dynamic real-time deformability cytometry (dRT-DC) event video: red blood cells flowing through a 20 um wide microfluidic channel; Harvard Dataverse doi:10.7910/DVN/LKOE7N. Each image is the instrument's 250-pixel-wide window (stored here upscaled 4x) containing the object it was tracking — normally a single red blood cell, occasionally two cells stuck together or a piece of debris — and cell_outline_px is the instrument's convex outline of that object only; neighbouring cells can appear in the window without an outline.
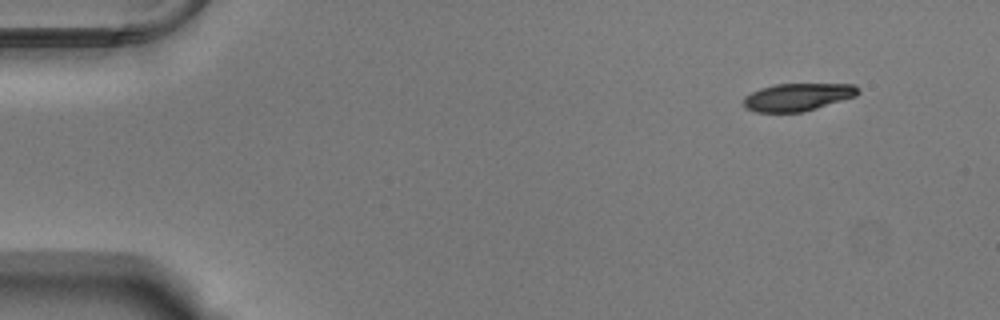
{"species": "Egyptian fruit bat (a non-hibernating species)", "species_latin": "Rousettus aegyptiacus", "temperature_condition": "warm", "stored_images_in_passage": 50, "camera_frame_rate_fps": 3000, "um_per_image_px": 0.085, "animal": {"sex": "male"}, "frame": {"image": 1, "passage_image": 1, "time_ms": 0.0, "image_size_px": [1000, 320], "cell_outline_px": [[860, 92], [856, 96], [816, 108], [800, 112], [756, 112], [744, 108], [744, 96], [760, 88], [776, 84], [856, 84], [860, 88]], "centroid_in_image_um": [67.81, 8.24], "position_along_channel_um": 17.2, "area_um2": 18.44}}
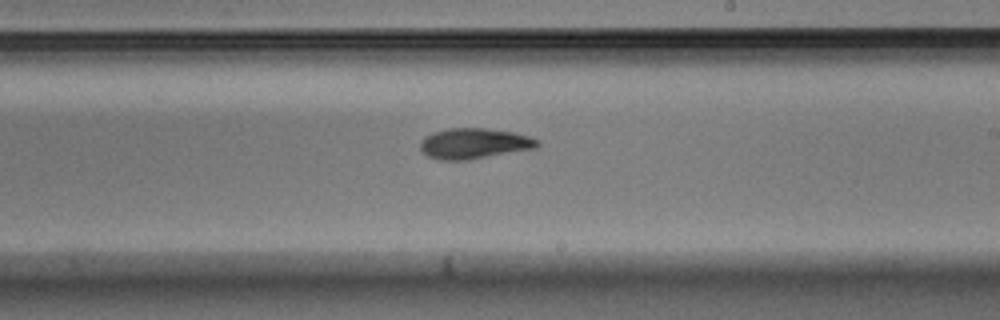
{"frame": {"image": 2, "passage_image": 28, "time_ms": 9.0, "image_size_px": [1000, 320], "cell_outline_px": [[540, 144], [536, 148], [468, 160], [440, 160], [428, 156], [420, 148], [420, 144], [424, 136], [432, 132], [448, 128], [484, 128], [516, 132], [540, 140]], "centroid_in_image_um": [40.31, 12.19], "position_along_channel_um": 248.7, "area_um2": 20.98}}
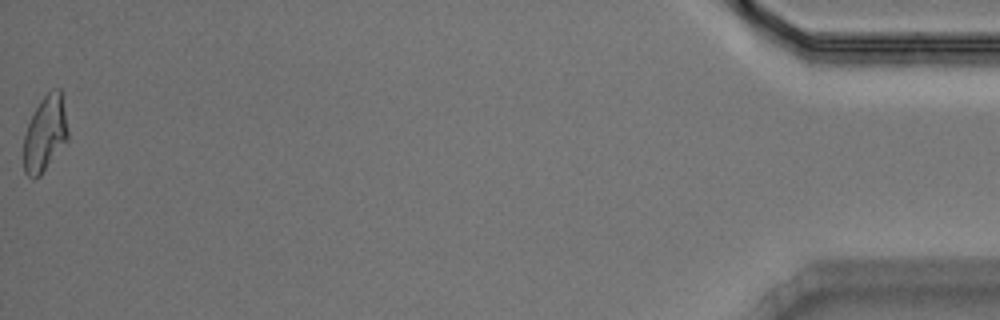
{"frame": {"image": 3, "passage_image": 50, "time_ms": 16.333, "image_size_px": [1000, 320], "cell_outline_px": [[68, 140], [40, 176], [32, 180], [24, 172], [24, 136], [28, 124], [40, 100], [52, 88], [60, 88], [68, 128]], "centroid_in_image_um": [3.84, 11.38], "position_along_channel_um": 431.4, "area_um2": 19.48}, "authors_computed_cell_mechanics": {"area_um2": 19.941, "velocity_mm_per_s": 3.7703, "shape_relaxation_time_tau1_ms": 8.0013, "shape_relaxation_time_tau2_ms": 2.9254, "deformation_change_tau1": 0.1964, "deformation_change_tau2": 0.0867}}